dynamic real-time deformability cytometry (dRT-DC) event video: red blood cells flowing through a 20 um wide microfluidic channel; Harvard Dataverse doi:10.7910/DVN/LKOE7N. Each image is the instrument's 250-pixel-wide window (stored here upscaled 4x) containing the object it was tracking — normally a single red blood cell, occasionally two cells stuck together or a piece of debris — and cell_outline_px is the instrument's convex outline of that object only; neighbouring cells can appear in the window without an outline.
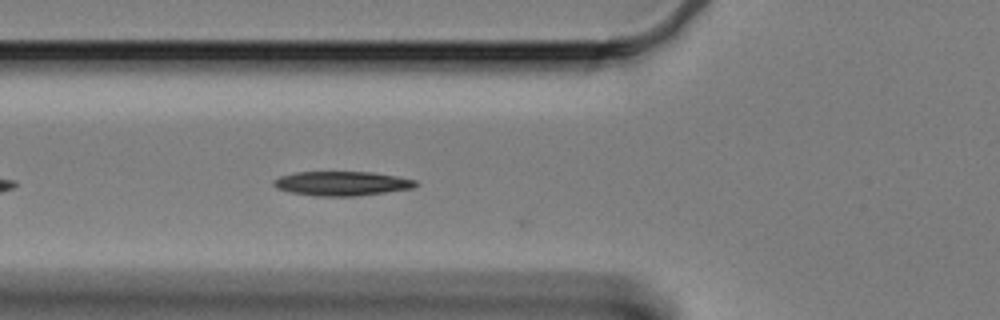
{"species": "Egyptian fruit bat (a non-hibernating species)", "species_latin": "Rousettus aegyptiacus", "temperature_condition": "cold", "stored_images_in_passage": 11, "camera_frame_rate_fps": 3000, "um_per_image_px": 0.085, "animal": {"sex": "female"}, "frame": {"image": 1, "passage_image": 7, "time_ms": 2.0, "image_size_px": [1000, 320], "cell_outline_px": [[420, 184], [412, 188], [356, 196], [316, 196], [288, 192], [276, 188], [272, 184], [272, 180], [280, 176], [296, 172], [372, 172], [396, 176], [416, 180]], "centroid_in_image_um": [29.02, 15.59], "position_along_channel_um": 96.8, "area_um2": 20.17}}
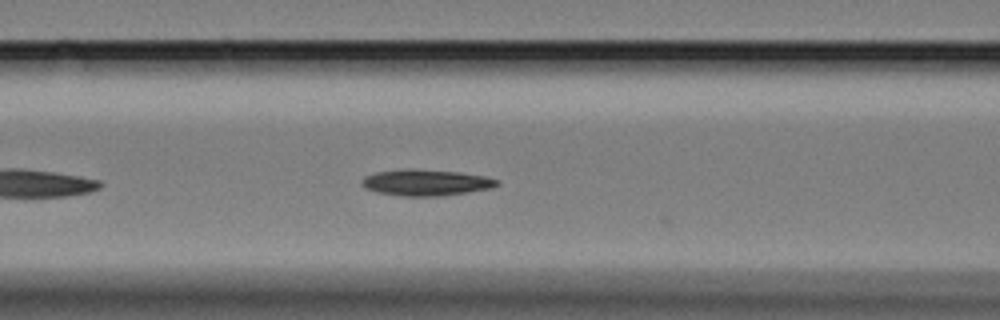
{"frame": {"image": 2, "passage_image": 10, "time_ms": 3.0, "image_size_px": [1000, 320], "cell_outline_px": [[500, 184], [492, 188], [468, 192], [440, 196], [400, 196], [376, 192], [364, 188], [360, 184], [360, 180], [364, 176], [376, 172], [408, 168], [416, 168], [460, 172], [484, 176], [500, 180]], "centroid_in_image_um": [36.18, 15.51], "position_along_channel_um": 130.4, "area_um2": 21.04}}